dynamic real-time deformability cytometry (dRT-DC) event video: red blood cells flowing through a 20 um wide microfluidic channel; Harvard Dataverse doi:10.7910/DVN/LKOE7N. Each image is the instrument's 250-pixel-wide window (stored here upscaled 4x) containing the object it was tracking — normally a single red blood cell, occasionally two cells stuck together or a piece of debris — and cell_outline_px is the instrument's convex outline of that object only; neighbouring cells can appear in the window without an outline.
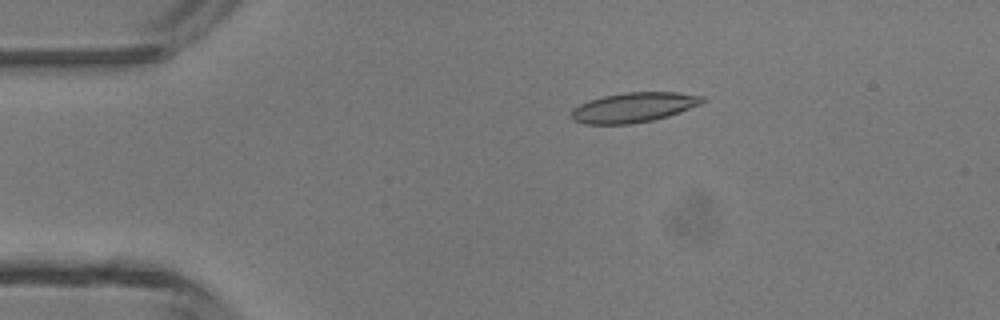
{"species": "common noctule bat (a hibernating species)", "species_latin": "Nyctalus noctula", "temperature_condition": "room temperature", "stored_images_in_passage": 4, "camera_frame_rate_fps": 3000, "um_per_image_px": 0.085, "animal": {"sex": "male", "body_mass_g": 13.3}, "frame": {"image": 1, "passage_image": 3, "time_ms": 2.333, "image_size_px": [1000, 320], "cell_outline_px": [[704, 100], [700, 104], [680, 112], [668, 116], [652, 120], [628, 124], [584, 124], [572, 120], [572, 108], [580, 104], [604, 96], [624, 92], [676, 92], [704, 96]], "centroid_in_image_um": [53.85, 9.13], "position_along_channel_um": 31.1, "area_um2": 22.6}}